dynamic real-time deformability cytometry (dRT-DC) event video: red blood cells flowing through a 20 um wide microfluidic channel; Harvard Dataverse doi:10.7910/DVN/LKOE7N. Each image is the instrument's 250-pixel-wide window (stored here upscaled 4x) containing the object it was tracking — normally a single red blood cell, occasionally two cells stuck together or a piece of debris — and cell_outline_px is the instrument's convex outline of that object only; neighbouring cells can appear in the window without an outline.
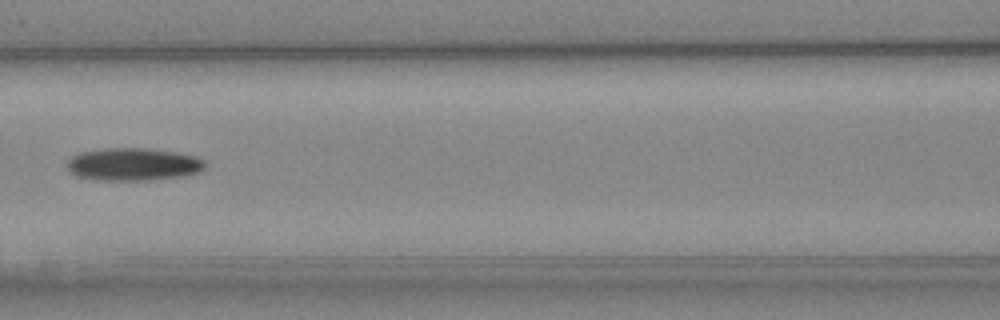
{"species": "Egyptian fruit bat (a non-hibernating species)", "species_latin": "Rousettus aegyptiacus", "temperature_condition": "cold", "stored_images_in_passage": 6, "camera_frame_rate_fps": 3000, "um_per_image_px": 0.085, "animal": {"sex": "female"}, "frame": {"image": 1, "passage_image": 5, "time_ms": 4.667, "image_size_px": [1000, 320], "cell_outline_px": [[208, 164], [200, 172], [188, 176], [148, 180], [92, 180], [76, 176], [68, 172], [64, 164], [72, 156], [80, 152], [104, 148], [144, 148], [176, 152], [196, 156], [204, 160]], "centroid_in_image_um": [11.31, 13.97], "position_along_channel_um": 155.3, "area_um2": 26.88}}
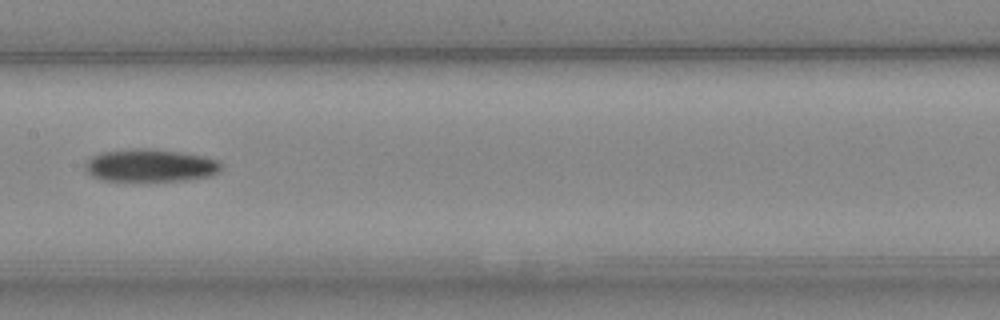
{"frame": {"image": 2, "passage_image": 6, "time_ms": 5.667, "image_size_px": [1000, 320], "cell_outline_px": [[220, 172], [212, 176], [188, 180], [100, 180], [92, 176], [84, 168], [84, 164], [92, 156], [100, 152], [132, 148], [152, 148], [184, 152], [204, 156], [220, 160]], "centroid_in_image_um": [12.8, 14.04], "position_along_channel_um": 194.6, "area_um2": 26.18}}